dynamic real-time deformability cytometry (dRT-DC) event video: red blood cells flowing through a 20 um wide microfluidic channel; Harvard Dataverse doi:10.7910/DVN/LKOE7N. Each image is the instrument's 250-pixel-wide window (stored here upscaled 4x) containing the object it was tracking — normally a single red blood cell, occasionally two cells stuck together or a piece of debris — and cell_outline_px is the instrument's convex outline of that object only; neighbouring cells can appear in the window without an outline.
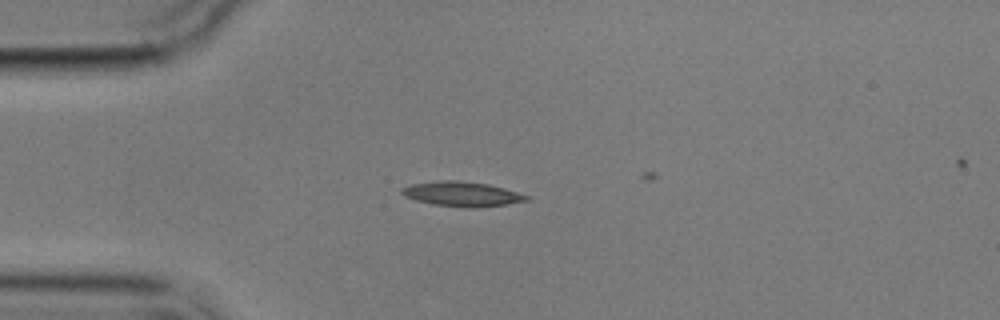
{"species": "common noctule bat (a hibernating species)", "species_latin": "Nyctalus noctula", "temperature_condition": "cold", "stored_images_in_passage": 5, "camera_frame_rate_fps": 3000, "um_per_image_px": 0.085, "animal": {"sex": "male", "body_mass_g": 17.9}, "frame": {"image": 1, "passage_image": 4, "time_ms": 3.667, "image_size_px": [1000, 320], "cell_outline_px": [[532, 200], [508, 204], [472, 208], [468, 208], [432, 204], [416, 200], [404, 196], [400, 192], [400, 188], [412, 184], [440, 180], [456, 180], [488, 184], [504, 188], [528, 196]], "centroid_in_image_um": [39.26, 16.49], "position_along_channel_um": 45.7, "area_um2": 17.98}}